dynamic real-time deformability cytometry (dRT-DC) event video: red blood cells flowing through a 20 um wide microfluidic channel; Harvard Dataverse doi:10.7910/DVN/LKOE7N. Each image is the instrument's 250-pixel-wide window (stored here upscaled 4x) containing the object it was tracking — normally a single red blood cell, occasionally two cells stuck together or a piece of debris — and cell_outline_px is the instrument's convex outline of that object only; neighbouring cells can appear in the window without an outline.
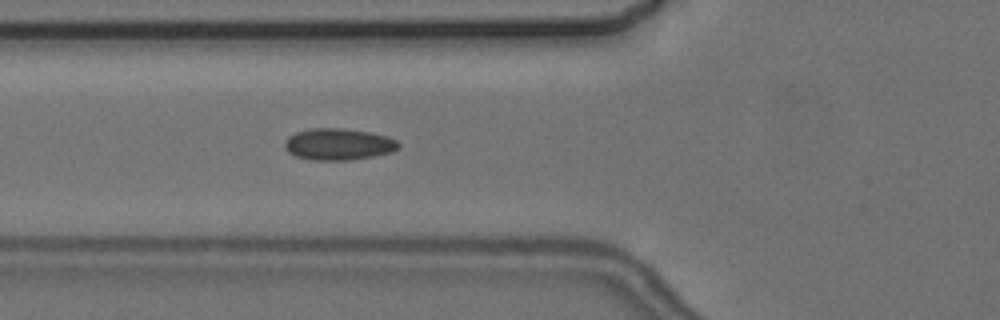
{"species": "common noctule bat (a hibernating species)", "species_latin": "Nyctalus noctula", "temperature_condition": "cold", "stored_images_in_passage": 4, "camera_frame_rate_fps": 3000, "um_per_image_px": 0.085, "animal": {"sex": "female", "body_mass_g": 24.6, "forearm_length_mm": 56.2}, "frame": {"image": 1, "passage_image": 4, "time_ms": 3.667, "image_size_px": [1000, 320], "cell_outline_px": [[400, 148], [392, 152], [352, 160], [312, 160], [296, 156], [288, 152], [284, 148], [284, 144], [288, 136], [296, 132], [312, 128], [344, 128], [372, 132], [388, 136], [396, 140], [400, 144]], "centroid_in_image_um": [28.78, 12.25], "position_along_channel_um": 97.0, "area_um2": 21.21}}